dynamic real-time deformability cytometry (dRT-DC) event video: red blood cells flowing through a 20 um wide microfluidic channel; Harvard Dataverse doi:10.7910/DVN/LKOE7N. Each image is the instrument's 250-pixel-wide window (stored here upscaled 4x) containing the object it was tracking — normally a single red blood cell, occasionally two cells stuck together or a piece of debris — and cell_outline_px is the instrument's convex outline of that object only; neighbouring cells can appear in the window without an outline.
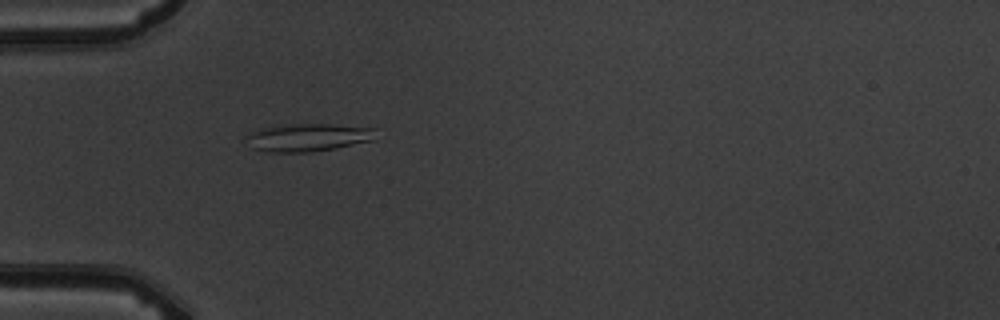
{"species": "common noctule bat (a hibernating species)", "species_latin": "Nyctalus noctula", "temperature_condition": "warm", "stored_images_in_passage": 5, "camera_frame_rate_fps": 3000, "um_per_image_px": 0.085, "animal": {"sex": "male", "body_mass_g": 19.5, "forearm_length_mm": 54.6}, "frame": {"image": 1, "passage_image": 5, "time_ms": 4.667, "image_size_px": [1000, 320], "cell_outline_px": [[376, 128], [372, 140], [336, 148], [312, 152], [264, 152], [252, 148], [244, 136], [260, 128], [288, 124], [332, 124]], "centroid_in_image_um": [26.14, 11.68], "position_along_channel_um": 58.9, "area_um2": 21.04}}